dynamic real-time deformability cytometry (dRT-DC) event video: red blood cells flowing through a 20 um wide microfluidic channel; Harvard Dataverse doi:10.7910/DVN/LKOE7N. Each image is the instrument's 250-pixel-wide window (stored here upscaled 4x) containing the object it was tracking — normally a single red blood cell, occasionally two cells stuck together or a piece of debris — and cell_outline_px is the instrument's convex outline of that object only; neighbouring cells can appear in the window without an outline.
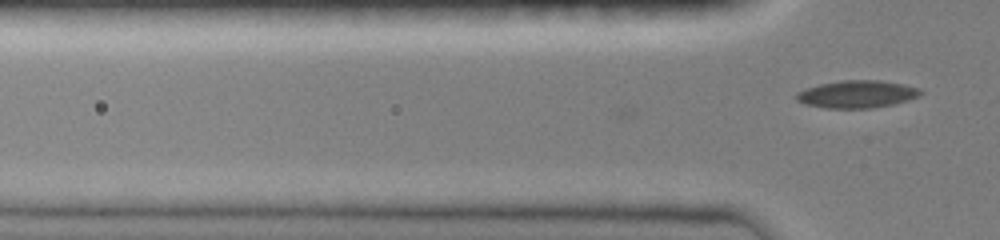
{"species": "common noctule bat (a hibernating species)", "species_latin": "Nyctalus noctula", "temperature_condition": "room temperature", "stored_images_in_passage": 10, "camera_frame_rate_fps": 3000, "um_per_image_px": 0.085, "animal": {"sex": "female", "body_mass_g": 19.0, "forearm_length_mm": 51.5}, "frame": {"image": 1, "passage_image": 10, "time_ms": 3.0, "image_size_px": [1000, 240], "cell_outline_px": [[924, 92], [920, 96], [908, 100], [892, 104], [872, 108], [824, 108], [804, 104], [796, 100], [792, 96], [796, 92], [820, 84], [840, 80], [880, 80], [920, 88]], "centroid_in_image_um": [72.81, 8.01], "position_along_channel_um": 53.0, "area_um2": 20.0}}